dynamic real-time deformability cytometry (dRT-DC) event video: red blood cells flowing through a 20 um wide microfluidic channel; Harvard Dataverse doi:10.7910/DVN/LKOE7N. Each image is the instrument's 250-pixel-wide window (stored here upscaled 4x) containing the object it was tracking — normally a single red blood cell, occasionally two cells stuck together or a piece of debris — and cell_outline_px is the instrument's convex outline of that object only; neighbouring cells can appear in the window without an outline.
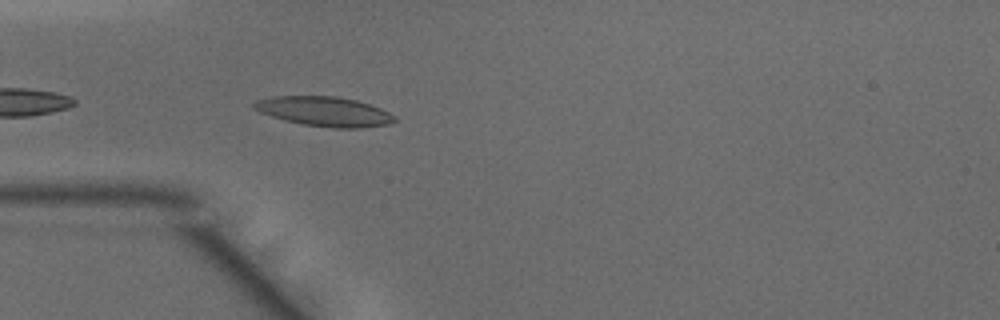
{"species": "common noctule bat (a hibernating species)", "species_latin": "Nyctalus noctula", "temperature_condition": "warm", "stored_images_in_passage": 10, "camera_frame_rate_fps": 3000, "um_per_image_px": 0.085, "animal": {"sex": "male", "body_mass_g": 15.6}, "frame": {"image": 1, "passage_image": 2, "time_ms": 0.333, "image_size_px": [1000, 320], "cell_outline_px": [[396, 120], [388, 124], [360, 128], [336, 128], [300, 124], [272, 116], [260, 112], [252, 108], [252, 104], [256, 100], [272, 96], [336, 96], [356, 100], [380, 108], [396, 116]], "centroid_in_image_um": [27.55, 9.47], "position_along_channel_um": 57.4, "area_um2": 24.22}}